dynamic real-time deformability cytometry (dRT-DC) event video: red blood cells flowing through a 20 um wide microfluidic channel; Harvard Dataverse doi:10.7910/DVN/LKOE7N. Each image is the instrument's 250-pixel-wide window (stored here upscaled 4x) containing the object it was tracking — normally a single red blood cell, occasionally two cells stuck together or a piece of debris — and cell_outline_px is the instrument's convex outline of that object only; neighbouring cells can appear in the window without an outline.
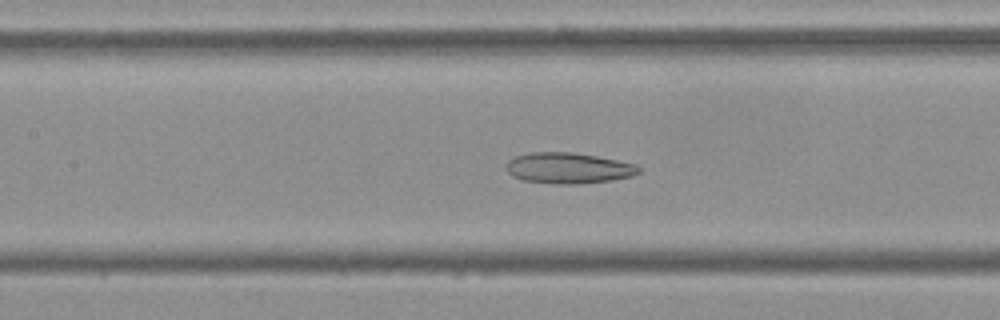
{"species": "Egyptian fruit bat (a non-hibernating species)", "species_latin": "Rousettus aegyptiacus", "temperature_condition": "cold", "stored_images_in_passage": 55, "camera_frame_rate_fps": 3000, "um_per_image_px": 0.085, "frame": {"image": 1, "passage_image": 24, "time_ms": 7.667, "image_size_px": [1000, 320], "cell_outline_px": [[640, 172], [632, 176], [612, 180], [576, 184], [556, 184], [524, 180], [512, 176], [508, 172], [508, 160], [516, 156], [528, 152], [572, 152], [596, 156], [636, 164], [640, 168]], "centroid_in_image_um": [48.32, 14.28], "position_along_channel_um": 159.1, "area_um2": 23.7}}
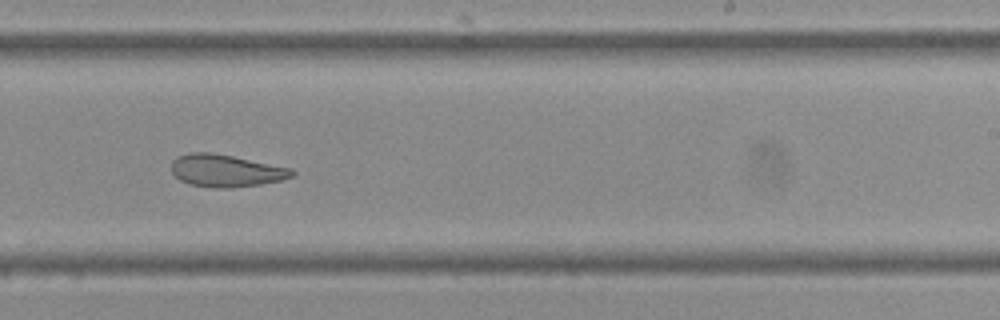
{"frame": {"image": 2, "passage_image": 33, "time_ms": 10.667, "image_size_px": [1000, 320], "cell_outline_px": [[296, 172], [292, 176], [280, 180], [260, 184], [232, 188], [212, 188], [188, 184], [180, 180], [172, 172], [172, 160], [176, 156], [188, 152], [212, 152], [292, 168]], "centroid_in_image_um": [19.17, 14.5], "position_along_channel_um": 269.8, "area_um2": 22.83}}
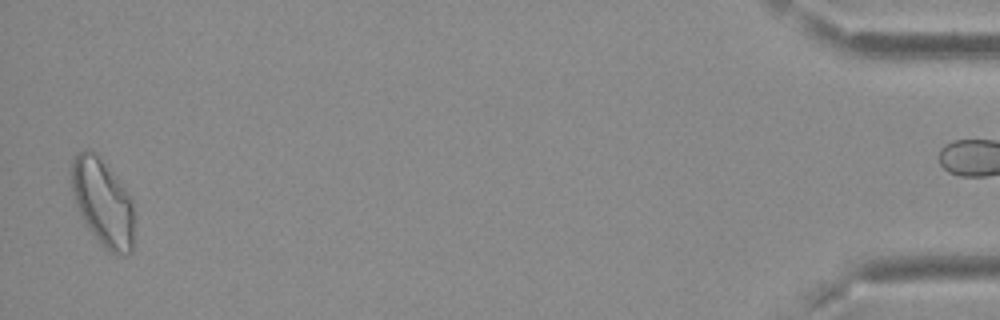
{"frame": {"image": 3, "passage_image": 53, "time_ms": 17.333, "image_size_px": [1000, 320], "cell_outline_px": [[132, 252], [124, 256], [116, 256], [108, 252], [100, 244], [88, 228], [76, 204], [72, 192], [72, 160], [76, 152], [84, 148], [92, 148], [100, 156], [132, 196]], "centroid_in_image_um": [8.73, 17.18], "position_along_channel_um": 426.5, "area_um2": 32.19}, "authors_computed_cell_mechanics": {"area_um2": 26.7036, "velocity_mm_per_s": 3.6973, "shape_relaxation_time_tau1_ms": null, "shape_relaxation_time_tau2_ms": 3.0984, "deformation_change_tau1": null, "deformation_change_tau2": 0.0997}}